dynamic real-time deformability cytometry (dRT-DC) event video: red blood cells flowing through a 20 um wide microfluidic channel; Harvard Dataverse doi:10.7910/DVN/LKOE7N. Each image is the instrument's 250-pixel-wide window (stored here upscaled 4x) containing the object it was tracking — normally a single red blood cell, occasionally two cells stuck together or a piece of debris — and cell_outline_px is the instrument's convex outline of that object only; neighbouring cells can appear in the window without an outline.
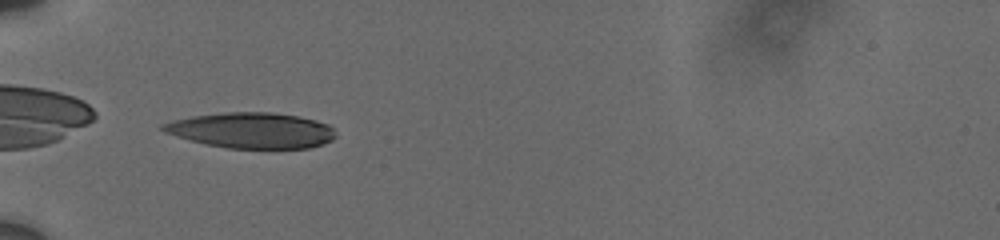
{"species": "human", "species_latin": "Homo sapiens", "temperature_condition": "cold", "stored_images_in_passage": 7, "camera_frame_rate_fps": 3000, "um_per_image_px": 0.085, "donor": {"sex": "male"}, "frame": {"image": 1, "passage_image": 1, "time_ms": 0.0, "image_size_px": [1000, 240], "cell_outline_px": [[336, 136], [332, 140], [308, 148], [228, 148], [208, 144], [176, 136], [164, 132], [160, 128], [160, 124], [172, 120], [192, 116], [224, 112], [272, 112], [300, 116], [316, 120], [328, 124], [332, 128]], "centroid_in_image_um": [21.37, 11.07], "position_along_channel_um": 63.6, "area_um2": 35.78}}
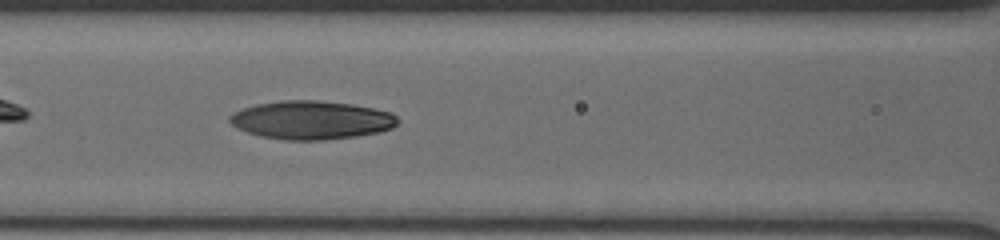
{"frame": {"image": 2, "passage_image": 3, "time_ms": 2.333, "image_size_px": [1000, 240], "cell_outline_px": [[400, 120], [392, 128], [380, 132], [356, 136], [324, 140], [284, 140], [260, 136], [236, 128], [228, 120], [228, 116], [232, 112], [256, 104], [280, 100], [316, 100], [352, 104], [392, 112]], "centroid_in_image_um": [26.45, 10.2], "position_along_channel_um": 140.1, "area_um2": 37.86}}
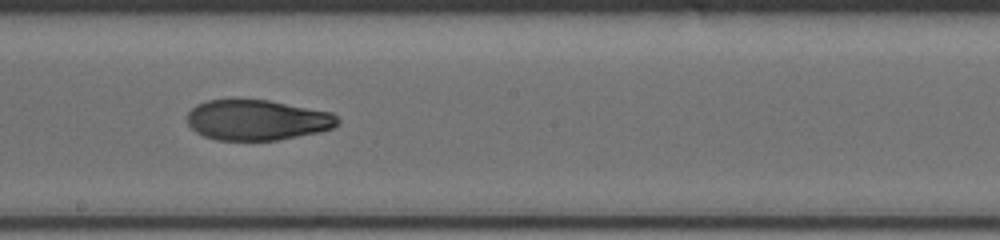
{"frame": {"image": 3, "passage_image": 6, "time_ms": 4.667, "image_size_px": [1000, 240], "cell_outline_px": [[340, 124], [332, 128], [320, 132], [276, 140], [216, 140], [204, 136], [196, 132], [188, 124], [188, 112], [196, 104], [208, 100], [232, 96], [236, 96], [268, 100], [332, 112], [340, 120]], "centroid_in_image_um": [21.83, 10.16], "position_along_channel_um": 226.4, "area_um2": 36.36}}